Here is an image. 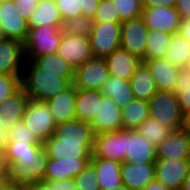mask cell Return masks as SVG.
<instances>
[{
    "label": "cell",
    "mask_w": 190,
    "mask_h": 190,
    "mask_svg": "<svg viewBox=\"0 0 190 190\" xmlns=\"http://www.w3.org/2000/svg\"><path fill=\"white\" fill-rule=\"evenodd\" d=\"M74 77L44 74L30 61L25 60L21 86L29 99L47 101L73 84Z\"/></svg>",
    "instance_id": "obj_1"
},
{
    "label": "cell",
    "mask_w": 190,
    "mask_h": 190,
    "mask_svg": "<svg viewBox=\"0 0 190 190\" xmlns=\"http://www.w3.org/2000/svg\"><path fill=\"white\" fill-rule=\"evenodd\" d=\"M149 117L177 131L184 128V116L174 92L158 91L149 101Z\"/></svg>",
    "instance_id": "obj_2"
},
{
    "label": "cell",
    "mask_w": 190,
    "mask_h": 190,
    "mask_svg": "<svg viewBox=\"0 0 190 190\" xmlns=\"http://www.w3.org/2000/svg\"><path fill=\"white\" fill-rule=\"evenodd\" d=\"M61 26L44 25L39 28H29L24 45L25 60L53 54L58 51L62 38Z\"/></svg>",
    "instance_id": "obj_3"
},
{
    "label": "cell",
    "mask_w": 190,
    "mask_h": 190,
    "mask_svg": "<svg viewBox=\"0 0 190 190\" xmlns=\"http://www.w3.org/2000/svg\"><path fill=\"white\" fill-rule=\"evenodd\" d=\"M22 122L42 144L54 134L56 128L51 110L45 101L29 99Z\"/></svg>",
    "instance_id": "obj_4"
},
{
    "label": "cell",
    "mask_w": 190,
    "mask_h": 190,
    "mask_svg": "<svg viewBox=\"0 0 190 190\" xmlns=\"http://www.w3.org/2000/svg\"><path fill=\"white\" fill-rule=\"evenodd\" d=\"M122 22H94L89 35L93 57L106 58L120 48Z\"/></svg>",
    "instance_id": "obj_5"
},
{
    "label": "cell",
    "mask_w": 190,
    "mask_h": 190,
    "mask_svg": "<svg viewBox=\"0 0 190 190\" xmlns=\"http://www.w3.org/2000/svg\"><path fill=\"white\" fill-rule=\"evenodd\" d=\"M109 76L110 72L105 58L92 57L75 68L73 85L77 89L99 91Z\"/></svg>",
    "instance_id": "obj_6"
},
{
    "label": "cell",
    "mask_w": 190,
    "mask_h": 190,
    "mask_svg": "<svg viewBox=\"0 0 190 190\" xmlns=\"http://www.w3.org/2000/svg\"><path fill=\"white\" fill-rule=\"evenodd\" d=\"M148 30L149 28L145 25L142 17L123 21L121 23L120 47L143 62Z\"/></svg>",
    "instance_id": "obj_7"
},
{
    "label": "cell",
    "mask_w": 190,
    "mask_h": 190,
    "mask_svg": "<svg viewBox=\"0 0 190 190\" xmlns=\"http://www.w3.org/2000/svg\"><path fill=\"white\" fill-rule=\"evenodd\" d=\"M126 154V130L100 133L94 136L91 157L124 162Z\"/></svg>",
    "instance_id": "obj_8"
},
{
    "label": "cell",
    "mask_w": 190,
    "mask_h": 190,
    "mask_svg": "<svg viewBox=\"0 0 190 190\" xmlns=\"http://www.w3.org/2000/svg\"><path fill=\"white\" fill-rule=\"evenodd\" d=\"M48 158L47 151L43 146L34 161L23 162V165L10 164L7 175L8 182L16 185L41 183L44 180Z\"/></svg>",
    "instance_id": "obj_9"
},
{
    "label": "cell",
    "mask_w": 190,
    "mask_h": 190,
    "mask_svg": "<svg viewBox=\"0 0 190 190\" xmlns=\"http://www.w3.org/2000/svg\"><path fill=\"white\" fill-rule=\"evenodd\" d=\"M94 142L62 141L51 135L43 146L49 158L61 161H77V159H91Z\"/></svg>",
    "instance_id": "obj_10"
},
{
    "label": "cell",
    "mask_w": 190,
    "mask_h": 190,
    "mask_svg": "<svg viewBox=\"0 0 190 190\" xmlns=\"http://www.w3.org/2000/svg\"><path fill=\"white\" fill-rule=\"evenodd\" d=\"M190 170V160L157 158L154 162L155 179L169 190H181Z\"/></svg>",
    "instance_id": "obj_11"
},
{
    "label": "cell",
    "mask_w": 190,
    "mask_h": 190,
    "mask_svg": "<svg viewBox=\"0 0 190 190\" xmlns=\"http://www.w3.org/2000/svg\"><path fill=\"white\" fill-rule=\"evenodd\" d=\"M0 29L6 38L25 42L28 36V21L24 19L14 1L0 3Z\"/></svg>",
    "instance_id": "obj_12"
},
{
    "label": "cell",
    "mask_w": 190,
    "mask_h": 190,
    "mask_svg": "<svg viewBox=\"0 0 190 190\" xmlns=\"http://www.w3.org/2000/svg\"><path fill=\"white\" fill-rule=\"evenodd\" d=\"M57 53L74 68L81 66L93 57L89 38L71 36L66 33H62Z\"/></svg>",
    "instance_id": "obj_13"
},
{
    "label": "cell",
    "mask_w": 190,
    "mask_h": 190,
    "mask_svg": "<svg viewBox=\"0 0 190 190\" xmlns=\"http://www.w3.org/2000/svg\"><path fill=\"white\" fill-rule=\"evenodd\" d=\"M141 17L149 29L170 34H175L180 31L182 21L175 7L144 8Z\"/></svg>",
    "instance_id": "obj_14"
},
{
    "label": "cell",
    "mask_w": 190,
    "mask_h": 190,
    "mask_svg": "<svg viewBox=\"0 0 190 190\" xmlns=\"http://www.w3.org/2000/svg\"><path fill=\"white\" fill-rule=\"evenodd\" d=\"M24 63L23 43L5 38L0 43V74L22 77Z\"/></svg>",
    "instance_id": "obj_15"
},
{
    "label": "cell",
    "mask_w": 190,
    "mask_h": 190,
    "mask_svg": "<svg viewBox=\"0 0 190 190\" xmlns=\"http://www.w3.org/2000/svg\"><path fill=\"white\" fill-rule=\"evenodd\" d=\"M156 157L163 159L190 160V131H172L157 147Z\"/></svg>",
    "instance_id": "obj_16"
},
{
    "label": "cell",
    "mask_w": 190,
    "mask_h": 190,
    "mask_svg": "<svg viewBox=\"0 0 190 190\" xmlns=\"http://www.w3.org/2000/svg\"><path fill=\"white\" fill-rule=\"evenodd\" d=\"M91 126L95 135L122 130V109L111 98L102 96Z\"/></svg>",
    "instance_id": "obj_17"
},
{
    "label": "cell",
    "mask_w": 190,
    "mask_h": 190,
    "mask_svg": "<svg viewBox=\"0 0 190 190\" xmlns=\"http://www.w3.org/2000/svg\"><path fill=\"white\" fill-rule=\"evenodd\" d=\"M156 146L147 141L137 130H126L125 162L133 164L154 163Z\"/></svg>",
    "instance_id": "obj_18"
},
{
    "label": "cell",
    "mask_w": 190,
    "mask_h": 190,
    "mask_svg": "<svg viewBox=\"0 0 190 190\" xmlns=\"http://www.w3.org/2000/svg\"><path fill=\"white\" fill-rule=\"evenodd\" d=\"M143 63L150 70L158 91L174 92L176 79L181 68L166 58L144 60Z\"/></svg>",
    "instance_id": "obj_19"
},
{
    "label": "cell",
    "mask_w": 190,
    "mask_h": 190,
    "mask_svg": "<svg viewBox=\"0 0 190 190\" xmlns=\"http://www.w3.org/2000/svg\"><path fill=\"white\" fill-rule=\"evenodd\" d=\"M120 173L122 183L130 190H141L155 179L154 163L133 164L124 161Z\"/></svg>",
    "instance_id": "obj_20"
},
{
    "label": "cell",
    "mask_w": 190,
    "mask_h": 190,
    "mask_svg": "<svg viewBox=\"0 0 190 190\" xmlns=\"http://www.w3.org/2000/svg\"><path fill=\"white\" fill-rule=\"evenodd\" d=\"M76 94L77 88L72 84L66 90L45 101L51 110L56 125L76 118Z\"/></svg>",
    "instance_id": "obj_21"
},
{
    "label": "cell",
    "mask_w": 190,
    "mask_h": 190,
    "mask_svg": "<svg viewBox=\"0 0 190 190\" xmlns=\"http://www.w3.org/2000/svg\"><path fill=\"white\" fill-rule=\"evenodd\" d=\"M28 101L29 97L21 87L16 93L0 103V123L7 131L22 121Z\"/></svg>",
    "instance_id": "obj_22"
},
{
    "label": "cell",
    "mask_w": 190,
    "mask_h": 190,
    "mask_svg": "<svg viewBox=\"0 0 190 190\" xmlns=\"http://www.w3.org/2000/svg\"><path fill=\"white\" fill-rule=\"evenodd\" d=\"M111 76L120 79L130 80L136 68L142 62L133 54L121 47L114 50L105 58Z\"/></svg>",
    "instance_id": "obj_23"
},
{
    "label": "cell",
    "mask_w": 190,
    "mask_h": 190,
    "mask_svg": "<svg viewBox=\"0 0 190 190\" xmlns=\"http://www.w3.org/2000/svg\"><path fill=\"white\" fill-rule=\"evenodd\" d=\"M100 190H112L122 184L121 163L100 157H91Z\"/></svg>",
    "instance_id": "obj_24"
},
{
    "label": "cell",
    "mask_w": 190,
    "mask_h": 190,
    "mask_svg": "<svg viewBox=\"0 0 190 190\" xmlns=\"http://www.w3.org/2000/svg\"><path fill=\"white\" fill-rule=\"evenodd\" d=\"M53 136L62 141L94 142V132L91 124L77 118L56 125Z\"/></svg>",
    "instance_id": "obj_25"
},
{
    "label": "cell",
    "mask_w": 190,
    "mask_h": 190,
    "mask_svg": "<svg viewBox=\"0 0 190 190\" xmlns=\"http://www.w3.org/2000/svg\"><path fill=\"white\" fill-rule=\"evenodd\" d=\"M90 159H77V161H61L60 159L48 158L44 180L73 179L81 173Z\"/></svg>",
    "instance_id": "obj_26"
},
{
    "label": "cell",
    "mask_w": 190,
    "mask_h": 190,
    "mask_svg": "<svg viewBox=\"0 0 190 190\" xmlns=\"http://www.w3.org/2000/svg\"><path fill=\"white\" fill-rule=\"evenodd\" d=\"M102 96L100 91L77 89L75 117L82 122L91 124L98 112Z\"/></svg>",
    "instance_id": "obj_27"
},
{
    "label": "cell",
    "mask_w": 190,
    "mask_h": 190,
    "mask_svg": "<svg viewBox=\"0 0 190 190\" xmlns=\"http://www.w3.org/2000/svg\"><path fill=\"white\" fill-rule=\"evenodd\" d=\"M62 17L55 0H39L35 11L28 19L29 28L44 25L62 26Z\"/></svg>",
    "instance_id": "obj_28"
},
{
    "label": "cell",
    "mask_w": 190,
    "mask_h": 190,
    "mask_svg": "<svg viewBox=\"0 0 190 190\" xmlns=\"http://www.w3.org/2000/svg\"><path fill=\"white\" fill-rule=\"evenodd\" d=\"M130 83L136 99L149 101L158 92L151 72L143 62L136 68Z\"/></svg>",
    "instance_id": "obj_29"
},
{
    "label": "cell",
    "mask_w": 190,
    "mask_h": 190,
    "mask_svg": "<svg viewBox=\"0 0 190 190\" xmlns=\"http://www.w3.org/2000/svg\"><path fill=\"white\" fill-rule=\"evenodd\" d=\"M99 91L103 96L111 98L120 109L135 98L131 90L130 80L120 79L111 75Z\"/></svg>",
    "instance_id": "obj_30"
},
{
    "label": "cell",
    "mask_w": 190,
    "mask_h": 190,
    "mask_svg": "<svg viewBox=\"0 0 190 190\" xmlns=\"http://www.w3.org/2000/svg\"><path fill=\"white\" fill-rule=\"evenodd\" d=\"M30 62L44 74L74 77L75 68L57 52L33 58Z\"/></svg>",
    "instance_id": "obj_31"
},
{
    "label": "cell",
    "mask_w": 190,
    "mask_h": 190,
    "mask_svg": "<svg viewBox=\"0 0 190 190\" xmlns=\"http://www.w3.org/2000/svg\"><path fill=\"white\" fill-rule=\"evenodd\" d=\"M42 147V143L8 141L5 148L7 162L9 165H23V162L34 161Z\"/></svg>",
    "instance_id": "obj_32"
},
{
    "label": "cell",
    "mask_w": 190,
    "mask_h": 190,
    "mask_svg": "<svg viewBox=\"0 0 190 190\" xmlns=\"http://www.w3.org/2000/svg\"><path fill=\"white\" fill-rule=\"evenodd\" d=\"M149 118L148 101L134 98L122 108V129L136 130Z\"/></svg>",
    "instance_id": "obj_33"
},
{
    "label": "cell",
    "mask_w": 190,
    "mask_h": 190,
    "mask_svg": "<svg viewBox=\"0 0 190 190\" xmlns=\"http://www.w3.org/2000/svg\"><path fill=\"white\" fill-rule=\"evenodd\" d=\"M165 58L181 69L186 68L190 61V41L180 32L172 34Z\"/></svg>",
    "instance_id": "obj_34"
},
{
    "label": "cell",
    "mask_w": 190,
    "mask_h": 190,
    "mask_svg": "<svg viewBox=\"0 0 190 190\" xmlns=\"http://www.w3.org/2000/svg\"><path fill=\"white\" fill-rule=\"evenodd\" d=\"M170 33L158 30H148L145 60L165 58L168 44L171 40Z\"/></svg>",
    "instance_id": "obj_35"
},
{
    "label": "cell",
    "mask_w": 190,
    "mask_h": 190,
    "mask_svg": "<svg viewBox=\"0 0 190 190\" xmlns=\"http://www.w3.org/2000/svg\"><path fill=\"white\" fill-rule=\"evenodd\" d=\"M147 141L158 146L173 130L150 117L136 129Z\"/></svg>",
    "instance_id": "obj_36"
},
{
    "label": "cell",
    "mask_w": 190,
    "mask_h": 190,
    "mask_svg": "<svg viewBox=\"0 0 190 190\" xmlns=\"http://www.w3.org/2000/svg\"><path fill=\"white\" fill-rule=\"evenodd\" d=\"M93 26V18H88L80 15L63 20L61 30L63 33L71 36H84L89 38V35L93 30Z\"/></svg>",
    "instance_id": "obj_37"
},
{
    "label": "cell",
    "mask_w": 190,
    "mask_h": 190,
    "mask_svg": "<svg viewBox=\"0 0 190 190\" xmlns=\"http://www.w3.org/2000/svg\"><path fill=\"white\" fill-rule=\"evenodd\" d=\"M176 80L174 93L178 96L181 112L185 116L190 111V70L180 69Z\"/></svg>",
    "instance_id": "obj_38"
},
{
    "label": "cell",
    "mask_w": 190,
    "mask_h": 190,
    "mask_svg": "<svg viewBox=\"0 0 190 190\" xmlns=\"http://www.w3.org/2000/svg\"><path fill=\"white\" fill-rule=\"evenodd\" d=\"M112 2L122 22L142 16L144 9L142 0H112Z\"/></svg>",
    "instance_id": "obj_39"
},
{
    "label": "cell",
    "mask_w": 190,
    "mask_h": 190,
    "mask_svg": "<svg viewBox=\"0 0 190 190\" xmlns=\"http://www.w3.org/2000/svg\"><path fill=\"white\" fill-rule=\"evenodd\" d=\"M73 179L77 190H100L94 166L90 161Z\"/></svg>",
    "instance_id": "obj_40"
},
{
    "label": "cell",
    "mask_w": 190,
    "mask_h": 190,
    "mask_svg": "<svg viewBox=\"0 0 190 190\" xmlns=\"http://www.w3.org/2000/svg\"><path fill=\"white\" fill-rule=\"evenodd\" d=\"M93 19L94 22H122L112 0H100Z\"/></svg>",
    "instance_id": "obj_41"
},
{
    "label": "cell",
    "mask_w": 190,
    "mask_h": 190,
    "mask_svg": "<svg viewBox=\"0 0 190 190\" xmlns=\"http://www.w3.org/2000/svg\"><path fill=\"white\" fill-rule=\"evenodd\" d=\"M21 79L22 77L0 74V103L22 87Z\"/></svg>",
    "instance_id": "obj_42"
},
{
    "label": "cell",
    "mask_w": 190,
    "mask_h": 190,
    "mask_svg": "<svg viewBox=\"0 0 190 190\" xmlns=\"http://www.w3.org/2000/svg\"><path fill=\"white\" fill-rule=\"evenodd\" d=\"M7 136L8 141L40 143L22 121L13 125L7 131Z\"/></svg>",
    "instance_id": "obj_43"
},
{
    "label": "cell",
    "mask_w": 190,
    "mask_h": 190,
    "mask_svg": "<svg viewBox=\"0 0 190 190\" xmlns=\"http://www.w3.org/2000/svg\"><path fill=\"white\" fill-rule=\"evenodd\" d=\"M63 20L81 15L83 0H55Z\"/></svg>",
    "instance_id": "obj_44"
},
{
    "label": "cell",
    "mask_w": 190,
    "mask_h": 190,
    "mask_svg": "<svg viewBox=\"0 0 190 190\" xmlns=\"http://www.w3.org/2000/svg\"><path fill=\"white\" fill-rule=\"evenodd\" d=\"M47 190H77L74 179L43 180L41 182Z\"/></svg>",
    "instance_id": "obj_45"
},
{
    "label": "cell",
    "mask_w": 190,
    "mask_h": 190,
    "mask_svg": "<svg viewBox=\"0 0 190 190\" xmlns=\"http://www.w3.org/2000/svg\"><path fill=\"white\" fill-rule=\"evenodd\" d=\"M39 0H14L19 14L28 21L30 15L35 11Z\"/></svg>",
    "instance_id": "obj_46"
},
{
    "label": "cell",
    "mask_w": 190,
    "mask_h": 190,
    "mask_svg": "<svg viewBox=\"0 0 190 190\" xmlns=\"http://www.w3.org/2000/svg\"><path fill=\"white\" fill-rule=\"evenodd\" d=\"M100 0H83L81 15L88 18H94Z\"/></svg>",
    "instance_id": "obj_47"
},
{
    "label": "cell",
    "mask_w": 190,
    "mask_h": 190,
    "mask_svg": "<svg viewBox=\"0 0 190 190\" xmlns=\"http://www.w3.org/2000/svg\"><path fill=\"white\" fill-rule=\"evenodd\" d=\"M175 9L179 13L181 21L190 20V0H176Z\"/></svg>",
    "instance_id": "obj_48"
},
{
    "label": "cell",
    "mask_w": 190,
    "mask_h": 190,
    "mask_svg": "<svg viewBox=\"0 0 190 190\" xmlns=\"http://www.w3.org/2000/svg\"><path fill=\"white\" fill-rule=\"evenodd\" d=\"M144 8L165 7L174 8L176 0H142Z\"/></svg>",
    "instance_id": "obj_49"
},
{
    "label": "cell",
    "mask_w": 190,
    "mask_h": 190,
    "mask_svg": "<svg viewBox=\"0 0 190 190\" xmlns=\"http://www.w3.org/2000/svg\"><path fill=\"white\" fill-rule=\"evenodd\" d=\"M9 164L7 162L5 150L0 149V174H8Z\"/></svg>",
    "instance_id": "obj_50"
},
{
    "label": "cell",
    "mask_w": 190,
    "mask_h": 190,
    "mask_svg": "<svg viewBox=\"0 0 190 190\" xmlns=\"http://www.w3.org/2000/svg\"><path fill=\"white\" fill-rule=\"evenodd\" d=\"M141 190H169L164 184L154 179Z\"/></svg>",
    "instance_id": "obj_51"
},
{
    "label": "cell",
    "mask_w": 190,
    "mask_h": 190,
    "mask_svg": "<svg viewBox=\"0 0 190 190\" xmlns=\"http://www.w3.org/2000/svg\"><path fill=\"white\" fill-rule=\"evenodd\" d=\"M188 41H190V20H184L181 22L179 31Z\"/></svg>",
    "instance_id": "obj_52"
},
{
    "label": "cell",
    "mask_w": 190,
    "mask_h": 190,
    "mask_svg": "<svg viewBox=\"0 0 190 190\" xmlns=\"http://www.w3.org/2000/svg\"><path fill=\"white\" fill-rule=\"evenodd\" d=\"M8 143L7 129L0 123V149L5 150Z\"/></svg>",
    "instance_id": "obj_53"
},
{
    "label": "cell",
    "mask_w": 190,
    "mask_h": 190,
    "mask_svg": "<svg viewBox=\"0 0 190 190\" xmlns=\"http://www.w3.org/2000/svg\"><path fill=\"white\" fill-rule=\"evenodd\" d=\"M21 190H47L42 183H31L21 185Z\"/></svg>",
    "instance_id": "obj_54"
},
{
    "label": "cell",
    "mask_w": 190,
    "mask_h": 190,
    "mask_svg": "<svg viewBox=\"0 0 190 190\" xmlns=\"http://www.w3.org/2000/svg\"><path fill=\"white\" fill-rule=\"evenodd\" d=\"M1 190H21V185L8 182Z\"/></svg>",
    "instance_id": "obj_55"
},
{
    "label": "cell",
    "mask_w": 190,
    "mask_h": 190,
    "mask_svg": "<svg viewBox=\"0 0 190 190\" xmlns=\"http://www.w3.org/2000/svg\"><path fill=\"white\" fill-rule=\"evenodd\" d=\"M181 190H190V170L187 177L185 178L183 182Z\"/></svg>",
    "instance_id": "obj_56"
},
{
    "label": "cell",
    "mask_w": 190,
    "mask_h": 190,
    "mask_svg": "<svg viewBox=\"0 0 190 190\" xmlns=\"http://www.w3.org/2000/svg\"><path fill=\"white\" fill-rule=\"evenodd\" d=\"M8 174H0V190L8 183Z\"/></svg>",
    "instance_id": "obj_57"
},
{
    "label": "cell",
    "mask_w": 190,
    "mask_h": 190,
    "mask_svg": "<svg viewBox=\"0 0 190 190\" xmlns=\"http://www.w3.org/2000/svg\"><path fill=\"white\" fill-rule=\"evenodd\" d=\"M184 129L190 131V111L184 116Z\"/></svg>",
    "instance_id": "obj_58"
},
{
    "label": "cell",
    "mask_w": 190,
    "mask_h": 190,
    "mask_svg": "<svg viewBox=\"0 0 190 190\" xmlns=\"http://www.w3.org/2000/svg\"><path fill=\"white\" fill-rule=\"evenodd\" d=\"M112 190H130V189L122 183L117 187L113 188Z\"/></svg>",
    "instance_id": "obj_59"
},
{
    "label": "cell",
    "mask_w": 190,
    "mask_h": 190,
    "mask_svg": "<svg viewBox=\"0 0 190 190\" xmlns=\"http://www.w3.org/2000/svg\"><path fill=\"white\" fill-rule=\"evenodd\" d=\"M6 37L3 34V31L0 29V43L5 39Z\"/></svg>",
    "instance_id": "obj_60"
},
{
    "label": "cell",
    "mask_w": 190,
    "mask_h": 190,
    "mask_svg": "<svg viewBox=\"0 0 190 190\" xmlns=\"http://www.w3.org/2000/svg\"><path fill=\"white\" fill-rule=\"evenodd\" d=\"M10 1H14V0H0V3H3V2H10Z\"/></svg>",
    "instance_id": "obj_61"
},
{
    "label": "cell",
    "mask_w": 190,
    "mask_h": 190,
    "mask_svg": "<svg viewBox=\"0 0 190 190\" xmlns=\"http://www.w3.org/2000/svg\"><path fill=\"white\" fill-rule=\"evenodd\" d=\"M188 70H190V61L188 63V66L186 67Z\"/></svg>",
    "instance_id": "obj_62"
}]
</instances>
